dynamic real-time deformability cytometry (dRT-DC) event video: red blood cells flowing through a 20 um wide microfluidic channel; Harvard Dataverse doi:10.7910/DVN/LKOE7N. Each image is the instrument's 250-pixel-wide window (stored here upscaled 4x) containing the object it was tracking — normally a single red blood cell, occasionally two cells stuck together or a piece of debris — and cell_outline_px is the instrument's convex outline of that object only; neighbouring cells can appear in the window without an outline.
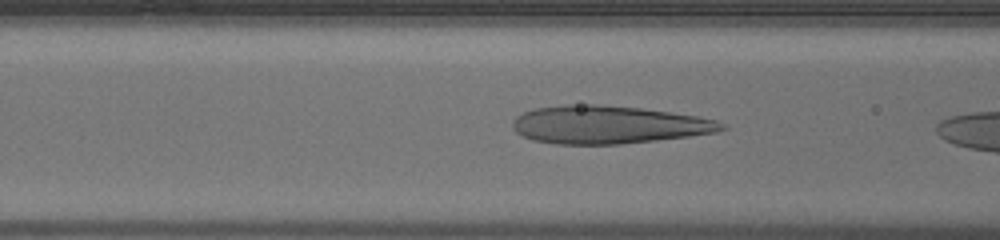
{"species": "human", "species_latin": "Homo sapiens", "temperature_condition": "warm", "stored_images_in_passage": 24, "camera_frame_rate_fps": 3000, "um_per_image_px": 0.085, "donor": {"sex": "male"}, "frame": {"image": 1, "passage_image": 4, "time_ms": 1.0, "image_size_px": [1000, 240], "cell_outline_px": [[728, 128], [716, 132], [688, 136], [656, 140], [620, 144], [556, 144], [532, 140], [516, 132], [512, 128], [512, 120], [516, 116], [524, 112], [536, 108], [564, 104], [596, 104], [640, 108], [696, 116], [716, 120], [724, 124]], "centroid_in_image_um": [51.67, 10.6], "position_along_channel_um": 114.9, "area_um2": 46.12}}
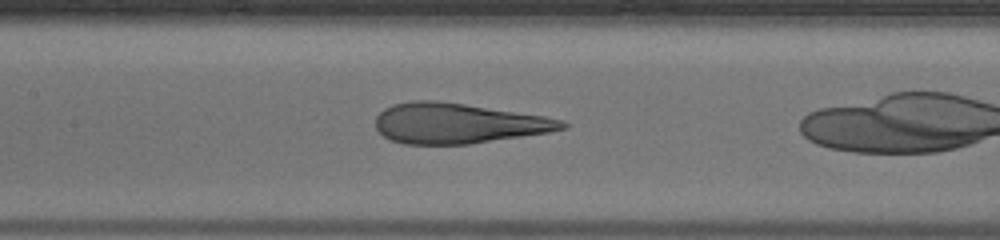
{"frame": {"image": 2, "passage_image": 8, "time_ms": 2.333, "image_size_px": [1000, 240], "cell_outline_px": [[568, 128], [548, 132], [468, 144], [404, 144], [392, 140], [384, 136], [376, 128], [376, 116], [384, 108], [392, 104], [412, 100], [436, 100], [464, 104], [544, 116], [564, 120], [568, 124]], "centroid_in_image_um": [38.9, 10.47], "position_along_channel_um": 168.5, "area_um2": 43.58}}